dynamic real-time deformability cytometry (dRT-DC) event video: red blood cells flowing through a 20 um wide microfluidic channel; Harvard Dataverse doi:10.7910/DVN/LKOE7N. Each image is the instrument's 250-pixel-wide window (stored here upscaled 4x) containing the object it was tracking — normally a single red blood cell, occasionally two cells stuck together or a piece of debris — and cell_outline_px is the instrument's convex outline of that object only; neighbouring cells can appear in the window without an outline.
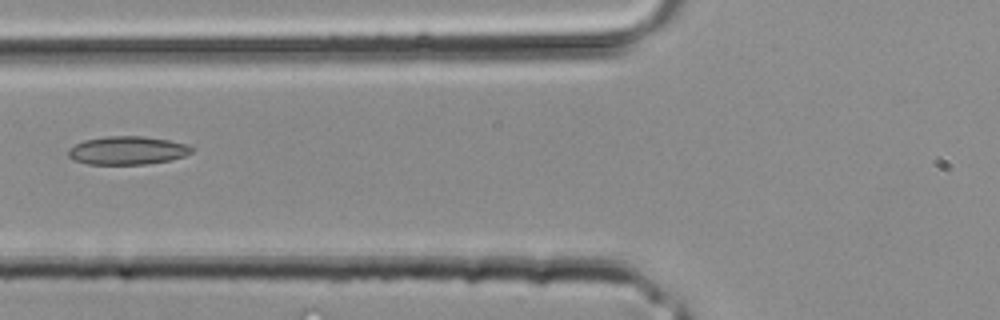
{"species": "common noctule bat (a hibernating species)", "species_latin": "Nyctalus noctula", "temperature_condition": "room temperature", "stored_images_in_passage": 28, "camera_frame_rate_fps": 3000, "um_per_image_px": 0.085, "animal": {"sex": "male", "body_mass_g": 20.4}, "frame": {"image": 1, "passage_image": 7, "time_ms": 2.0, "image_size_px": [1000, 320], "cell_outline_px": [[196, 148], [192, 152], [184, 156], [172, 160], [148, 164], [88, 164], [76, 160], [68, 156], [68, 152], [76, 144], [84, 140], [108, 136], [144, 136], [168, 140], [188, 144]], "centroid_in_image_um": [10.91, 12.79], "position_along_channel_um": 114.9, "area_um2": 20.35}}
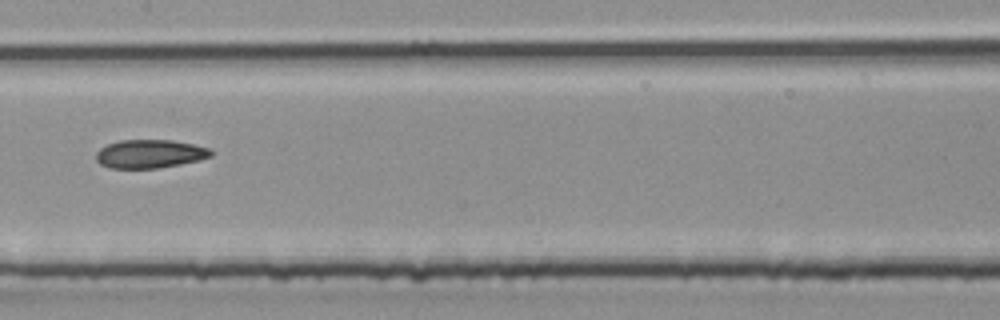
{"frame": {"image": 2, "passage_image": 11, "time_ms": 3.333, "image_size_px": [1000, 320], "cell_outline_px": [[212, 156], [200, 160], [180, 164], [156, 168], [108, 168], [100, 164], [96, 160], [96, 152], [100, 148], [108, 144], [120, 140], [172, 140], [212, 148]], "centroid_in_image_um": [12.74, 13.08], "position_along_channel_um": 194.7, "area_um2": 19.13}}
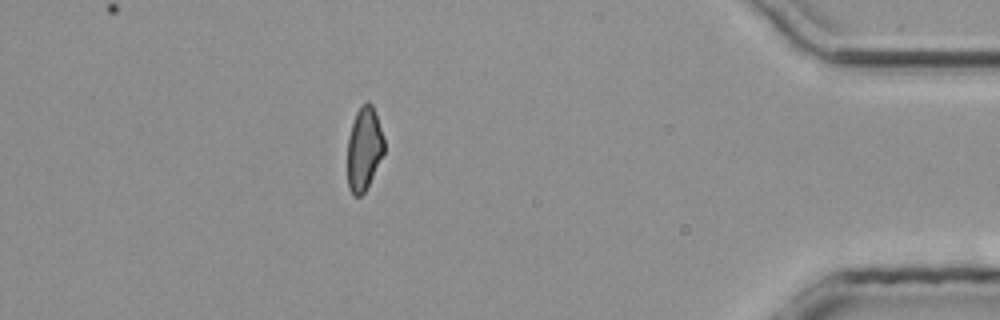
{"frame": {"image": 3, "passage_image": 24, "time_ms": 7.667, "image_size_px": [1000, 320], "cell_outline_px": [[384, 152], [364, 192], [360, 196], [352, 196], [348, 188], [348, 136], [356, 112], [360, 104], [368, 100], [372, 104], [384, 140]], "centroid_in_image_um": [30.92, 12.63], "position_along_channel_um": 404.3, "area_um2": 17.63}}